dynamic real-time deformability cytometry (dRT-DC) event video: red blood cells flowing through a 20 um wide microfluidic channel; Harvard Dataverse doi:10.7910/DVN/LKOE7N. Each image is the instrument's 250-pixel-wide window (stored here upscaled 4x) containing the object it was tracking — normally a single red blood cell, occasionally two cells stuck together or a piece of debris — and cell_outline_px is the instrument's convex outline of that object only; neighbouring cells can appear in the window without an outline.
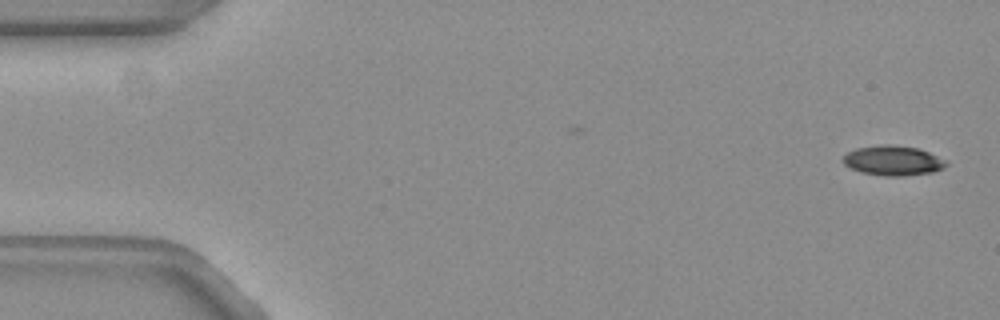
{"species": "common noctule bat (a hibernating species)", "species_latin": "Nyctalus noctula", "temperature_condition": "warm", "stored_images_in_passage": 54, "camera_frame_rate_fps": 3000, "um_per_image_px": 0.085, "animal": {"sex": "female", "body_mass_g": 19.3, "forearm_length_mm": 54.1}, "frame": {"image": 1, "passage_image": 1, "time_ms": 0.0, "image_size_px": [1000, 320], "cell_outline_px": [[948, 164], [944, 168], [932, 172], [904, 176], [884, 176], [860, 172], [844, 164], [844, 156], [848, 152], [856, 148], [880, 144], [888, 144], [916, 148], [928, 152], [936, 156]], "centroid_in_image_um": [75.88, 13.65], "position_along_channel_um": 9.1, "area_um2": 17.69}}
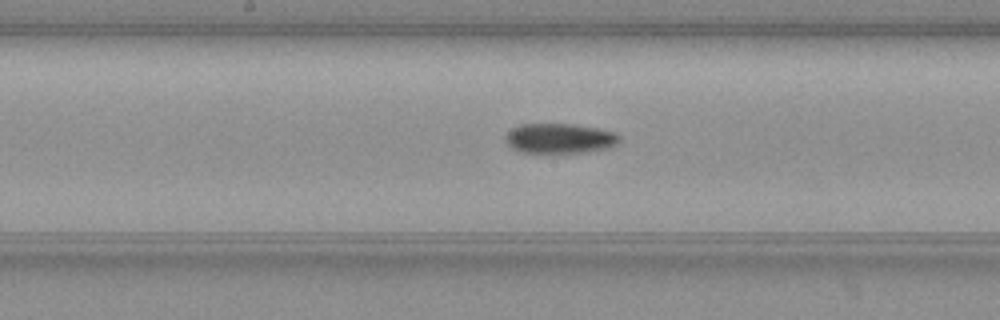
{"frame": {"image": 2, "passage_image": 27, "time_ms": 8.667, "image_size_px": [1000, 320], "cell_outline_px": [[620, 140], [612, 148], [584, 152], [516, 152], [508, 144], [504, 136], [512, 128], [520, 124], [572, 124], [596, 128], [616, 132], [620, 136]], "centroid_in_image_um": [47.58, 11.76], "position_along_channel_um": 200.6, "area_um2": 19.94}}
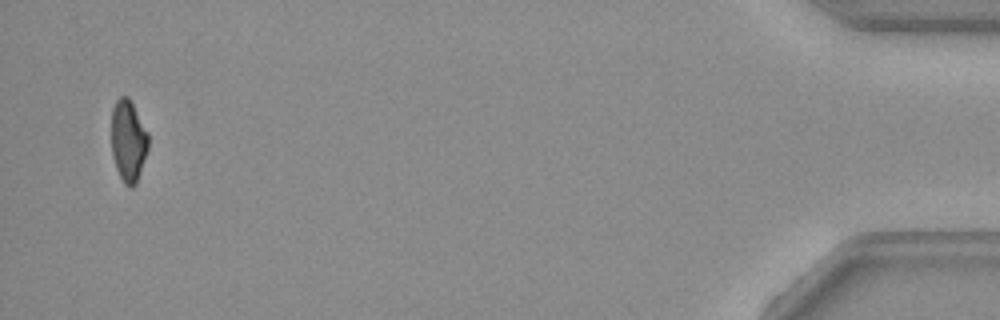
{"frame": {"image": 3, "passage_image": 52, "time_ms": 17.0, "image_size_px": [1000, 320], "cell_outline_px": [[148, 148], [136, 184], [132, 188], [128, 188], [124, 184], [116, 168], [112, 156], [112, 108], [116, 100], [120, 96], [128, 96], [148, 132]], "centroid_in_image_um": [10.9, 11.98], "position_along_channel_um": 424.3, "area_um2": 17.57}, "authors_computed_cell_mechanics": {"area_um2": 18.8717, "velocity_mm_per_s": 3.7843, "shape_relaxation_time_tau1_ms": 5.8233, "shape_relaxation_time_tau2_ms": null, "deformation_change_tau1": 0.1802, "deformation_change_tau2": null}}